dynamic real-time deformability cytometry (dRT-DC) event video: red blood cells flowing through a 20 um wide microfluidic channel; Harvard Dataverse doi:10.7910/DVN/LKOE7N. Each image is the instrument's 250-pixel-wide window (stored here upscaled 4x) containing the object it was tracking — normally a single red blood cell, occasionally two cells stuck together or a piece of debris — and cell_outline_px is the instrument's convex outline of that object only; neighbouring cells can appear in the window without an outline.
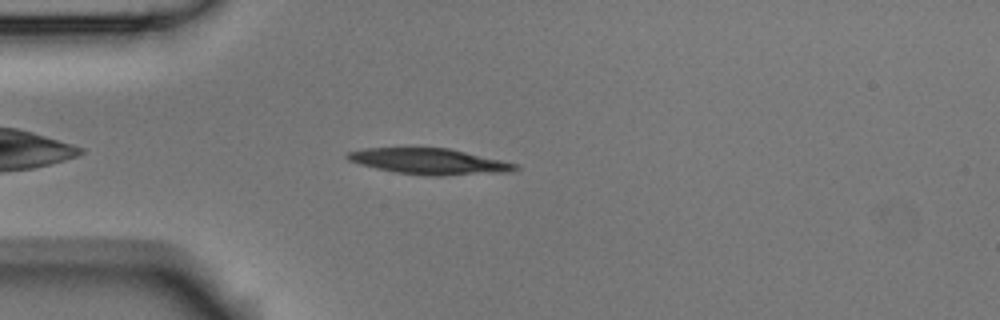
{"species": "Egyptian fruit bat (a non-hibernating species)", "species_latin": "Rousettus aegyptiacus", "temperature_condition": "room temperature", "stored_images_in_passage": 3, "camera_frame_rate_fps": 3000, "um_per_image_px": 0.085, "animal": {"sex": "male"}, "frame": {"image": 1, "passage_image": 2, "time_ms": 0.333, "image_size_px": [1000, 320], "cell_outline_px": [[520, 168], [508, 172], [440, 176], [428, 176], [396, 172], [376, 168], [360, 164], [348, 160], [344, 156], [348, 152], [364, 148], [448, 148], [500, 160], [516, 164]], "centroid_in_image_um": [36.46, 13.72], "position_along_channel_um": 48.5, "area_um2": 25.09}}